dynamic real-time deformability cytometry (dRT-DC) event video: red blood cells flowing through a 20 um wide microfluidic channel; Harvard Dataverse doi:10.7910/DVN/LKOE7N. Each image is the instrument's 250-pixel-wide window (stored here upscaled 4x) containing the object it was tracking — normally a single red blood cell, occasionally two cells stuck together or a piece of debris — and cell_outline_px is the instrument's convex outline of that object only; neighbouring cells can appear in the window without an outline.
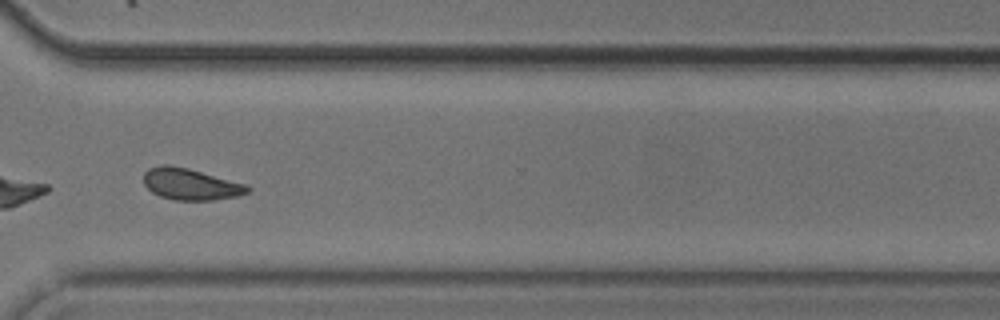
{"species": "common noctule bat (a hibernating species)", "species_latin": "Nyctalus noctula", "temperature_condition": "cold", "stored_images_in_passage": 55, "camera_frame_rate_fps": 3000, "um_per_image_px": 0.085, "animal": {"sex": "male", "body_mass_g": 20.5, "forearm_length_mm": 52.5}, "frame": {"image": 1, "passage_image": 43, "time_ms": 14.0, "image_size_px": [1000, 320], "cell_outline_px": [[252, 188], [248, 192], [236, 196], [212, 200], [172, 200], [160, 196], [152, 192], [144, 184], [144, 172], [148, 168], [164, 164], [168, 164], [188, 168], [248, 184]], "centroid_in_image_um": [16.21, 15.65], "position_along_channel_um": 354.4, "area_um2": 19.19}, "authors_computed_cell_mechanics": {"area_um2": 19.3052, "velocity_mm_per_s": 3.7476, "shape_relaxation_time_tau1_ms": 2.5007, "shape_relaxation_time_tau2_ms": 2.1534, "deformation_change_tau1": 0.1033, "deformation_change_tau2": 0.0791}}